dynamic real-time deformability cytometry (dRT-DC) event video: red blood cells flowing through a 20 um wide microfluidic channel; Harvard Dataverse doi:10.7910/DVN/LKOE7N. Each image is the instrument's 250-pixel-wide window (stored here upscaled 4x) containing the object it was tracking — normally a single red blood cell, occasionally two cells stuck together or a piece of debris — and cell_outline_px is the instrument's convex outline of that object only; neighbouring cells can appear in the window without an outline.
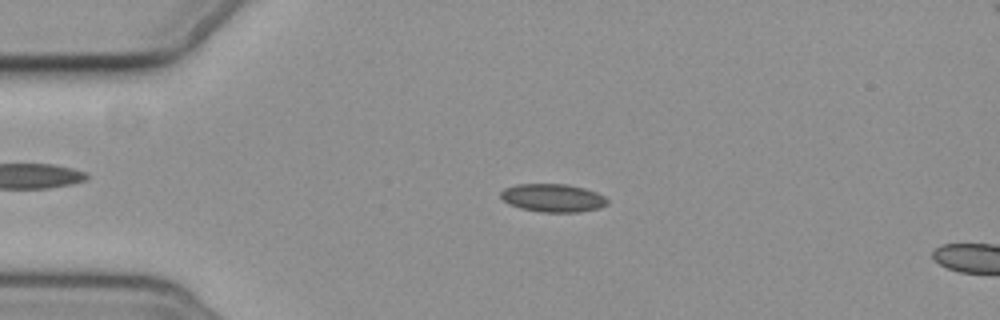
{"species": "common noctule bat (a hibernating species)", "species_latin": "Nyctalus noctula", "temperature_condition": "cold", "stored_images_in_passage": 4, "segment_of_instrument_passage": [1, 2], "camera_frame_rate_fps": 3000, "um_per_image_px": 0.085, "animal": {"sex": "female", "body_mass_g": 19.3, "forearm_length_mm": 54.1}, "frame": {"image": 1, "passage_image": 2, "time_ms": 1.333, "image_size_px": [1000, 320], "cell_outline_px": [[608, 204], [600, 208], [580, 212], [540, 212], [520, 208], [508, 204], [500, 196], [500, 192], [504, 188], [516, 184], [564, 184], [584, 188], [596, 192], [604, 196], [608, 200]], "centroid_in_image_um": [46.99, 16.83], "position_along_channel_um": 38.0, "area_um2": 17.57}}